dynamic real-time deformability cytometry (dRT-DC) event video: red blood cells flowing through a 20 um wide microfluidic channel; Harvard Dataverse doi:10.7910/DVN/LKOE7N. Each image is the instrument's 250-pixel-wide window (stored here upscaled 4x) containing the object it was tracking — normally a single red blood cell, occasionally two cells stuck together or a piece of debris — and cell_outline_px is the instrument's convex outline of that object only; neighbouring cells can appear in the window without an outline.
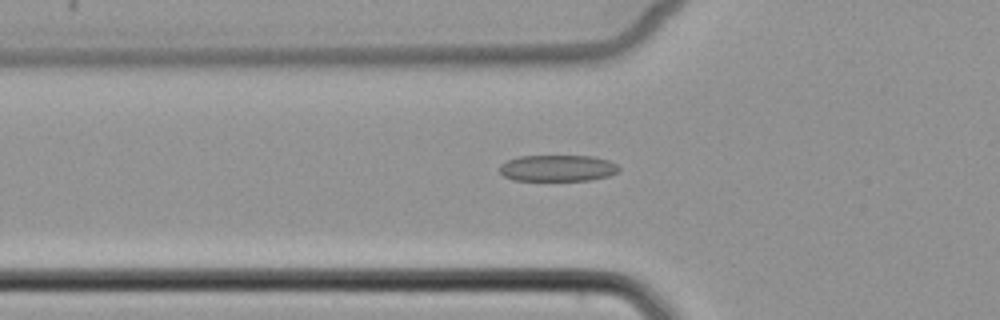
{"species": "common noctule bat (a hibernating species)", "species_latin": "Nyctalus noctula", "temperature_condition": "cold", "stored_images_in_passage": 46, "camera_frame_rate_fps": 3000, "um_per_image_px": 0.085, "animal": {"sex": "female", "body_mass_g": 22.7, "forearm_length_mm": 54.2}, "frame": {"image": 1, "passage_image": 18, "time_ms": 5.667, "image_size_px": [1000, 320], "cell_outline_px": [[620, 168], [616, 172], [608, 176], [588, 180], [512, 180], [504, 176], [500, 172], [500, 164], [508, 160], [520, 156], [592, 156], [608, 160], [616, 164]], "centroid_in_image_um": [47.38, 14.29], "position_along_channel_um": 78.4, "area_um2": 18.21}}
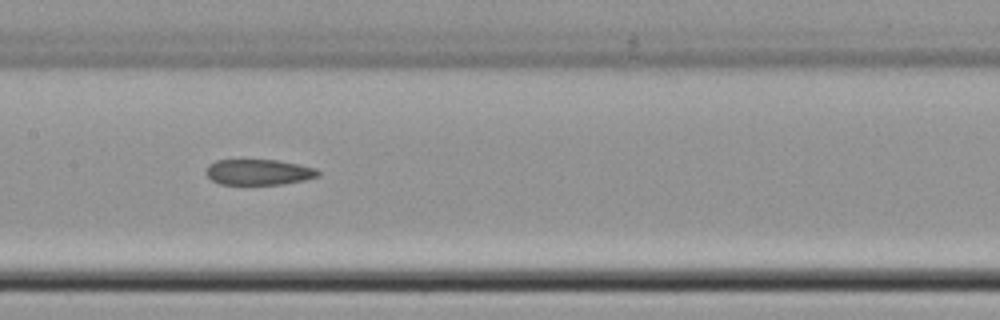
{"frame": {"image": 2, "passage_image": 26, "time_ms": 8.333, "image_size_px": [1000, 320], "cell_outline_px": [[320, 176], [304, 180], [284, 184], [220, 184], [212, 180], [204, 172], [208, 164], [216, 160], [276, 160], [300, 164], [316, 168], [320, 172]], "centroid_in_image_um": [21.99, 14.62], "position_along_channel_um": 185.4, "area_um2": 16.88}}
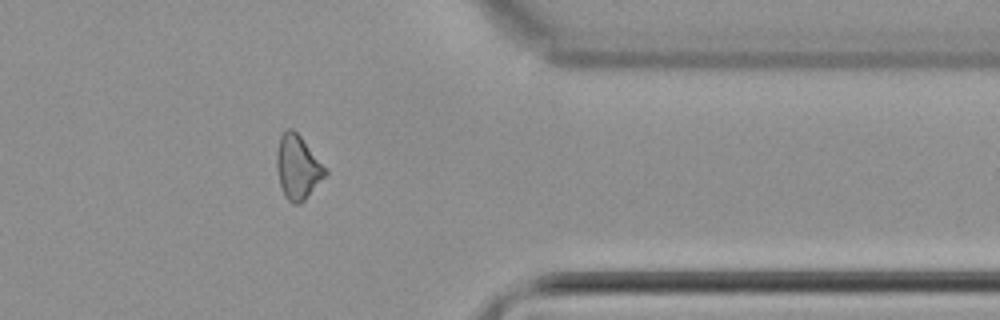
{"frame": {"image": 3, "passage_image": 42, "time_ms": 13.667, "image_size_px": [1000, 320], "cell_outline_px": [[328, 172], [304, 200], [300, 204], [292, 204], [284, 196], [280, 184], [276, 168], [276, 152], [280, 136], [284, 128], [292, 128], [300, 136], [328, 168]], "centroid_in_image_um": [25.29, 14.19], "position_along_channel_um": 386.1, "area_um2": 18.26}}